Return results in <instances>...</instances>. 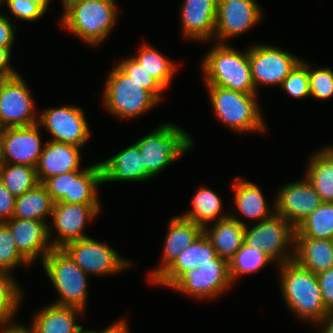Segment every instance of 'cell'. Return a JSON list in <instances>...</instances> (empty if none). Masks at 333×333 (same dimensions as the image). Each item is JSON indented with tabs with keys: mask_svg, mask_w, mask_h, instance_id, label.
Returning <instances> with one entry per match:
<instances>
[{
	"mask_svg": "<svg viewBox=\"0 0 333 333\" xmlns=\"http://www.w3.org/2000/svg\"><path fill=\"white\" fill-rule=\"evenodd\" d=\"M317 325L320 326V333H333V312L328 313Z\"/></svg>",
	"mask_w": 333,
	"mask_h": 333,
	"instance_id": "48",
	"label": "cell"
},
{
	"mask_svg": "<svg viewBox=\"0 0 333 333\" xmlns=\"http://www.w3.org/2000/svg\"><path fill=\"white\" fill-rule=\"evenodd\" d=\"M323 202H333V147L311 155L304 174Z\"/></svg>",
	"mask_w": 333,
	"mask_h": 333,
	"instance_id": "29",
	"label": "cell"
},
{
	"mask_svg": "<svg viewBox=\"0 0 333 333\" xmlns=\"http://www.w3.org/2000/svg\"><path fill=\"white\" fill-rule=\"evenodd\" d=\"M103 183L101 163H93L84 170L69 172L68 194L58 202L67 204H100L98 187Z\"/></svg>",
	"mask_w": 333,
	"mask_h": 333,
	"instance_id": "26",
	"label": "cell"
},
{
	"mask_svg": "<svg viewBox=\"0 0 333 333\" xmlns=\"http://www.w3.org/2000/svg\"><path fill=\"white\" fill-rule=\"evenodd\" d=\"M280 290L286 306L301 321L317 324L328 314L323 304L317 274L294 260L279 264Z\"/></svg>",
	"mask_w": 333,
	"mask_h": 333,
	"instance_id": "1",
	"label": "cell"
},
{
	"mask_svg": "<svg viewBox=\"0 0 333 333\" xmlns=\"http://www.w3.org/2000/svg\"><path fill=\"white\" fill-rule=\"evenodd\" d=\"M0 333H28V331L21 326L15 329L2 330Z\"/></svg>",
	"mask_w": 333,
	"mask_h": 333,
	"instance_id": "51",
	"label": "cell"
},
{
	"mask_svg": "<svg viewBox=\"0 0 333 333\" xmlns=\"http://www.w3.org/2000/svg\"><path fill=\"white\" fill-rule=\"evenodd\" d=\"M126 319L122 318L108 326L104 330H87V333H130Z\"/></svg>",
	"mask_w": 333,
	"mask_h": 333,
	"instance_id": "47",
	"label": "cell"
},
{
	"mask_svg": "<svg viewBox=\"0 0 333 333\" xmlns=\"http://www.w3.org/2000/svg\"><path fill=\"white\" fill-rule=\"evenodd\" d=\"M20 74L7 78L0 88V129L35 125L39 116L35 103Z\"/></svg>",
	"mask_w": 333,
	"mask_h": 333,
	"instance_id": "11",
	"label": "cell"
},
{
	"mask_svg": "<svg viewBox=\"0 0 333 333\" xmlns=\"http://www.w3.org/2000/svg\"><path fill=\"white\" fill-rule=\"evenodd\" d=\"M246 223L235 215L214 221L211 227H204L203 232L211 242L217 256L229 262L244 243Z\"/></svg>",
	"mask_w": 333,
	"mask_h": 333,
	"instance_id": "25",
	"label": "cell"
},
{
	"mask_svg": "<svg viewBox=\"0 0 333 333\" xmlns=\"http://www.w3.org/2000/svg\"><path fill=\"white\" fill-rule=\"evenodd\" d=\"M4 1H5V0H0V7H2V5H4V4H3Z\"/></svg>",
	"mask_w": 333,
	"mask_h": 333,
	"instance_id": "54",
	"label": "cell"
},
{
	"mask_svg": "<svg viewBox=\"0 0 333 333\" xmlns=\"http://www.w3.org/2000/svg\"><path fill=\"white\" fill-rule=\"evenodd\" d=\"M4 3L16 20L31 22L45 14L38 5L29 0H5Z\"/></svg>",
	"mask_w": 333,
	"mask_h": 333,
	"instance_id": "41",
	"label": "cell"
},
{
	"mask_svg": "<svg viewBox=\"0 0 333 333\" xmlns=\"http://www.w3.org/2000/svg\"><path fill=\"white\" fill-rule=\"evenodd\" d=\"M262 15V8L255 0H218L213 39L226 44L227 39L258 25Z\"/></svg>",
	"mask_w": 333,
	"mask_h": 333,
	"instance_id": "16",
	"label": "cell"
},
{
	"mask_svg": "<svg viewBox=\"0 0 333 333\" xmlns=\"http://www.w3.org/2000/svg\"><path fill=\"white\" fill-rule=\"evenodd\" d=\"M6 79H7V77H6L4 74L0 73V88H1V86H2V84H3V82H4Z\"/></svg>",
	"mask_w": 333,
	"mask_h": 333,
	"instance_id": "52",
	"label": "cell"
},
{
	"mask_svg": "<svg viewBox=\"0 0 333 333\" xmlns=\"http://www.w3.org/2000/svg\"><path fill=\"white\" fill-rule=\"evenodd\" d=\"M323 304L328 313L333 312V267L317 274Z\"/></svg>",
	"mask_w": 333,
	"mask_h": 333,
	"instance_id": "43",
	"label": "cell"
},
{
	"mask_svg": "<svg viewBox=\"0 0 333 333\" xmlns=\"http://www.w3.org/2000/svg\"><path fill=\"white\" fill-rule=\"evenodd\" d=\"M310 97L328 100L333 97V70L328 67L311 69L308 64Z\"/></svg>",
	"mask_w": 333,
	"mask_h": 333,
	"instance_id": "40",
	"label": "cell"
},
{
	"mask_svg": "<svg viewBox=\"0 0 333 333\" xmlns=\"http://www.w3.org/2000/svg\"><path fill=\"white\" fill-rule=\"evenodd\" d=\"M103 171V183L108 182H146L153 178L147 171L138 149L133 143L106 161L100 162Z\"/></svg>",
	"mask_w": 333,
	"mask_h": 333,
	"instance_id": "22",
	"label": "cell"
},
{
	"mask_svg": "<svg viewBox=\"0 0 333 333\" xmlns=\"http://www.w3.org/2000/svg\"><path fill=\"white\" fill-rule=\"evenodd\" d=\"M15 29L16 26L11 24L10 18L0 13V46L8 47L12 51Z\"/></svg>",
	"mask_w": 333,
	"mask_h": 333,
	"instance_id": "45",
	"label": "cell"
},
{
	"mask_svg": "<svg viewBox=\"0 0 333 333\" xmlns=\"http://www.w3.org/2000/svg\"><path fill=\"white\" fill-rule=\"evenodd\" d=\"M54 202L42 183L15 199L13 218L46 221L52 214Z\"/></svg>",
	"mask_w": 333,
	"mask_h": 333,
	"instance_id": "30",
	"label": "cell"
},
{
	"mask_svg": "<svg viewBox=\"0 0 333 333\" xmlns=\"http://www.w3.org/2000/svg\"><path fill=\"white\" fill-rule=\"evenodd\" d=\"M232 284L228 261L217 256L211 263L185 271L169 288L200 300L218 297Z\"/></svg>",
	"mask_w": 333,
	"mask_h": 333,
	"instance_id": "9",
	"label": "cell"
},
{
	"mask_svg": "<svg viewBox=\"0 0 333 333\" xmlns=\"http://www.w3.org/2000/svg\"><path fill=\"white\" fill-rule=\"evenodd\" d=\"M86 0H62V7H63V12L71 5L79 3V2H83Z\"/></svg>",
	"mask_w": 333,
	"mask_h": 333,
	"instance_id": "50",
	"label": "cell"
},
{
	"mask_svg": "<svg viewBox=\"0 0 333 333\" xmlns=\"http://www.w3.org/2000/svg\"><path fill=\"white\" fill-rule=\"evenodd\" d=\"M20 265L30 266V263L19 253L8 226L0 222V271L12 274Z\"/></svg>",
	"mask_w": 333,
	"mask_h": 333,
	"instance_id": "37",
	"label": "cell"
},
{
	"mask_svg": "<svg viewBox=\"0 0 333 333\" xmlns=\"http://www.w3.org/2000/svg\"><path fill=\"white\" fill-rule=\"evenodd\" d=\"M161 264L151 271L148 280L154 283L178 258L179 254L203 233V228L195 222L180 216L173 217L168 223Z\"/></svg>",
	"mask_w": 333,
	"mask_h": 333,
	"instance_id": "19",
	"label": "cell"
},
{
	"mask_svg": "<svg viewBox=\"0 0 333 333\" xmlns=\"http://www.w3.org/2000/svg\"><path fill=\"white\" fill-rule=\"evenodd\" d=\"M84 328H82L79 332L77 333H87V330H83Z\"/></svg>",
	"mask_w": 333,
	"mask_h": 333,
	"instance_id": "53",
	"label": "cell"
},
{
	"mask_svg": "<svg viewBox=\"0 0 333 333\" xmlns=\"http://www.w3.org/2000/svg\"><path fill=\"white\" fill-rule=\"evenodd\" d=\"M295 228L282 216L274 213L271 217L256 222L251 228L245 226L244 243L262 249L273 262L283 264L294 258ZM291 246H290V245Z\"/></svg>",
	"mask_w": 333,
	"mask_h": 333,
	"instance_id": "8",
	"label": "cell"
},
{
	"mask_svg": "<svg viewBox=\"0 0 333 333\" xmlns=\"http://www.w3.org/2000/svg\"><path fill=\"white\" fill-rule=\"evenodd\" d=\"M0 180L15 197L23 195L39 183L36 168L20 164L0 163Z\"/></svg>",
	"mask_w": 333,
	"mask_h": 333,
	"instance_id": "36",
	"label": "cell"
},
{
	"mask_svg": "<svg viewBox=\"0 0 333 333\" xmlns=\"http://www.w3.org/2000/svg\"><path fill=\"white\" fill-rule=\"evenodd\" d=\"M63 249L88 275H113L134 264L121 257L109 245L91 237L70 242Z\"/></svg>",
	"mask_w": 333,
	"mask_h": 333,
	"instance_id": "10",
	"label": "cell"
},
{
	"mask_svg": "<svg viewBox=\"0 0 333 333\" xmlns=\"http://www.w3.org/2000/svg\"><path fill=\"white\" fill-rule=\"evenodd\" d=\"M216 251L204 232L184 249L172 265L153 283L170 287L185 271L196 269L201 264L211 263Z\"/></svg>",
	"mask_w": 333,
	"mask_h": 333,
	"instance_id": "24",
	"label": "cell"
},
{
	"mask_svg": "<svg viewBox=\"0 0 333 333\" xmlns=\"http://www.w3.org/2000/svg\"><path fill=\"white\" fill-rule=\"evenodd\" d=\"M295 235L331 240L333 237V202H323L296 227Z\"/></svg>",
	"mask_w": 333,
	"mask_h": 333,
	"instance_id": "34",
	"label": "cell"
},
{
	"mask_svg": "<svg viewBox=\"0 0 333 333\" xmlns=\"http://www.w3.org/2000/svg\"><path fill=\"white\" fill-rule=\"evenodd\" d=\"M82 147L55 141L45 142L36 167L39 183L47 178L75 170H84L80 167ZM80 167V168H79Z\"/></svg>",
	"mask_w": 333,
	"mask_h": 333,
	"instance_id": "21",
	"label": "cell"
},
{
	"mask_svg": "<svg viewBox=\"0 0 333 333\" xmlns=\"http://www.w3.org/2000/svg\"><path fill=\"white\" fill-rule=\"evenodd\" d=\"M20 287L12 274L0 271V331L22 326L13 322L24 295Z\"/></svg>",
	"mask_w": 333,
	"mask_h": 333,
	"instance_id": "32",
	"label": "cell"
},
{
	"mask_svg": "<svg viewBox=\"0 0 333 333\" xmlns=\"http://www.w3.org/2000/svg\"><path fill=\"white\" fill-rule=\"evenodd\" d=\"M181 31L186 39L208 42L214 38L218 0H185Z\"/></svg>",
	"mask_w": 333,
	"mask_h": 333,
	"instance_id": "20",
	"label": "cell"
},
{
	"mask_svg": "<svg viewBox=\"0 0 333 333\" xmlns=\"http://www.w3.org/2000/svg\"><path fill=\"white\" fill-rule=\"evenodd\" d=\"M30 2L38 5L45 13L49 9L50 0H29Z\"/></svg>",
	"mask_w": 333,
	"mask_h": 333,
	"instance_id": "49",
	"label": "cell"
},
{
	"mask_svg": "<svg viewBox=\"0 0 333 333\" xmlns=\"http://www.w3.org/2000/svg\"><path fill=\"white\" fill-rule=\"evenodd\" d=\"M84 116L80 107L64 105L41 112L38 124L50 132L52 141L83 147L90 137L89 125Z\"/></svg>",
	"mask_w": 333,
	"mask_h": 333,
	"instance_id": "15",
	"label": "cell"
},
{
	"mask_svg": "<svg viewBox=\"0 0 333 333\" xmlns=\"http://www.w3.org/2000/svg\"><path fill=\"white\" fill-rule=\"evenodd\" d=\"M202 60L205 85L246 94L258 93L252 81L248 49L240 52L227 43H216Z\"/></svg>",
	"mask_w": 333,
	"mask_h": 333,
	"instance_id": "2",
	"label": "cell"
},
{
	"mask_svg": "<svg viewBox=\"0 0 333 333\" xmlns=\"http://www.w3.org/2000/svg\"><path fill=\"white\" fill-rule=\"evenodd\" d=\"M280 87L293 98L310 97L308 63L301 59L283 80Z\"/></svg>",
	"mask_w": 333,
	"mask_h": 333,
	"instance_id": "39",
	"label": "cell"
},
{
	"mask_svg": "<svg viewBox=\"0 0 333 333\" xmlns=\"http://www.w3.org/2000/svg\"><path fill=\"white\" fill-rule=\"evenodd\" d=\"M11 50L8 47L0 46V73L7 78L18 75L19 73L10 64Z\"/></svg>",
	"mask_w": 333,
	"mask_h": 333,
	"instance_id": "46",
	"label": "cell"
},
{
	"mask_svg": "<svg viewBox=\"0 0 333 333\" xmlns=\"http://www.w3.org/2000/svg\"><path fill=\"white\" fill-rule=\"evenodd\" d=\"M40 131L38 123L1 129L0 163L28 165L36 168L44 149Z\"/></svg>",
	"mask_w": 333,
	"mask_h": 333,
	"instance_id": "14",
	"label": "cell"
},
{
	"mask_svg": "<svg viewBox=\"0 0 333 333\" xmlns=\"http://www.w3.org/2000/svg\"><path fill=\"white\" fill-rule=\"evenodd\" d=\"M101 204H67L55 202L48 224V236L53 248H64L68 243L86 238L84 229L100 213ZM52 226H51V224ZM53 229H52V228ZM55 229V230H54ZM54 230L57 238H51Z\"/></svg>",
	"mask_w": 333,
	"mask_h": 333,
	"instance_id": "12",
	"label": "cell"
},
{
	"mask_svg": "<svg viewBox=\"0 0 333 333\" xmlns=\"http://www.w3.org/2000/svg\"><path fill=\"white\" fill-rule=\"evenodd\" d=\"M252 81L257 86H281L283 80L301 60L288 51L269 44H254L248 48Z\"/></svg>",
	"mask_w": 333,
	"mask_h": 333,
	"instance_id": "13",
	"label": "cell"
},
{
	"mask_svg": "<svg viewBox=\"0 0 333 333\" xmlns=\"http://www.w3.org/2000/svg\"><path fill=\"white\" fill-rule=\"evenodd\" d=\"M15 199L0 180V222L10 220L15 212Z\"/></svg>",
	"mask_w": 333,
	"mask_h": 333,
	"instance_id": "44",
	"label": "cell"
},
{
	"mask_svg": "<svg viewBox=\"0 0 333 333\" xmlns=\"http://www.w3.org/2000/svg\"><path fill=\"white\" fill-rule=\"evenodd\" d=\"M47 277L60 295L53 304L85 311L88 295L86 274L63 248H53L42 261Z\"/></svg>",
	"mask_w": 333,
	"mask_h": 333,
	"instance_id": "7",
	"label": "cell"
},
{
	"mask_svg": "<svg viewBox=\"0 0 333 333\" xmlns=\"http://www.w3.org/2000/svg\"><path fill=\"white\" fill-rule=\"evenodd\" d=\"M117 66L137 83L142 84L159 102L163 100L165 88L131 56L121 60Z\"/></svg>",
	"mask_w": 333,
	"mask_h": 333,
	"instance_id": "38",
	"label": "cell"
},
{
	"mask_svg": "<svg viewBox=\"0 0 333 333\" xmlns=\"http://www.w3.org/2000/svg\"><path fill=\"white\" fill-rule=\"evenodd\" d=\"M115 0H86L69 6L60 18L62 26L93 47L110 35L118 18Z\"/></svg>",
	"mask_w": 333,
	"mask_h": 333,
	"instance_id": "3",
	"label": "cell"
},
{
	"mask_svg": "<svg viewBox=\"0 0 333 333\" xmlns=\"http://www.w3.org/2000/svg\"><path fill=\"white\" fill-rule=\"evenodd\" d=\"M274 263L262 249L243 243L239 251L229 260V276L234 283L241 275L256 273L267 264Z\"/></svg>",
	"mask_w": 333,
	"mask_h": 333,
	"instance_id": "35",
	"label": "cell"
},
{
	"mask_svg": "<svg viewBox=\"0 0 333 333\" xmlns=\"http://www.w3.org/2000/svg\"><path fill=\"white\" fill-rule=\"evenodd\" d=\"M140 151L143 165L155 177L167 166L192 150V136L175 124L165 123L135 142ZM191 149V150H190Z\"/></svg>",
	"mask_w": 333,
	"mask_h": 333,
	"instance_id": "5",
	"label": "cell"
},
{
	"mask_svg": "<svg viewBox=\"0 0 333 333\" xmlns=\"http://www.w3.org/2000/svg\"><path fill=\"white\" fill-rule=\"evenodd\" d=\"M84 312L76 307L51 303L35 313L30 327L22 326L28 333H77L83 328L76 324L77 318L83 317Z\"/></svg>",
	"mask_w": 333,
	"mask_h": 333,
	"instance_id": "23",
	"label": "cell"
},
{
	"mask_svg": "<svg viewBox=\"0 0 333 333\" xmlns=\"http://www.w3.org/2000/svg\"><path fill=\"white\" fill-rule=\"evenodd\" d=\"M233 190L235 191L233 197L235 209L245 218L259 223L275 213V205H273V209H269V205L257 184L237 176L234 179Z\"/></svg>",
	"mask_w": 333,
	"mask_h": 333,
	"instance_id": "28",
	"label": "cell"
},
{
	"mask_svg": "<svg viewBox=\"0 0 333 333\" xmlns=\"http://www.w3.org/2000/svg\"><path fill=\"white\" fill-rule=\"evenodd\" d=\"M103 104L109 114L123 119L144 115L159 101L117 65L109 72L103 90Z\"/></svg>",
	"mask_w": 333,
	"mask_h": 333,
	"instance_id": "6",
	"label": "cell"
},
{
	"mask_svg": "<svg viewBox=\"0 0 333 333\" xmlns=\"http://www.w3.org/2000/svg\"><path fill=\"white\" fill-rule=\"evenodd\" d=\"M12 233L19 253L32 265L37 258L43 259L53 249L45 221L11 218L4 222Z\"/></svg>",
	"mask_w": 333,
	"mask_h": 333,
	"instance_id": "18",
	"label": "cell"
},
{
	"mask_svg": "<svg viewBox=\"0 0 333 333\" xmlns=\"http://www.w3.org/2000/svg\"><path fill=\"white\" fill-rule=\"evenodd\" d=\"M42 184L46 187L53 202H58L65 194H68L69 172L51 176Z\"/></svg>",
	"mask_w": 333,
	"mask_h": 333,
	"instance_id": "42",
	"label": "cell"
},
{
	"mask_svg": "<svg viewBox=\"0 0 333 333\" xmlns=\"http://www.w3.org/2000/svg\"><path fill=\"white\" fill-rule=\"evenodd\" d=\"M132 57L165 89L171 84L173 75L178 69L174 61L149 44L142 45L139 52Z\"/></svg>",
	"mask_w": 333,
	"mask_h": 333,
	"instance_id": "33",
	"label": "cell"
},
{
	"mask_svg": "<svg viewBox=\"0 0 333 333\" xmlns=\"http://www.w3.org/2000/svg\"><path fill=\"white\" fill-rule=\"evenodd\" d=\"M274 202L275 213L294 228L323 203L306 177L279 188Z\"/></svg>",
	"mask_w": 333,
	"mask_h": 333,
	"instance_id": "17",
	"label": "cell"
},
{
	"mask_svg": "<svg viewBox=\"0 0 333 333\" xmlns=\"http://www.w3.org/2000/svg\"><path fill=\"white\" fill-rule=\"evenodd\" d=\"M191 201L192 208L181 216L195 222L202 228L208 226V223L215 219V221L222 220L230 215L221 213L223 204L220 196L208 187H199Z\"/></svg>",
	"mask_w": 333,
	"mask_h": 333,
	"instance_id": "31",
	"label": "cell"
},
{
	"mask_svg": "<svg viewBox=\"0 0 333 333\" xmlns=\"http://www.w3.org/2000/svg\"><path fill=\"white\" fill-rule=\"evenodd\" d=\"M293 249V260L314 274L333 267V244L331 240L294 235Z\"/></svg>",
	"mask_w": 333,
	"mask_h": 333,
	"instance_id": "27",
	"label": "cell"
},
{
	"mask_svg": "<svg viewBox=\"0 0 333 333\" xmlns=\"http://www.w3.org/2000/svg\"><path fill=\"white\" fill-rule=\"evenodd\" d=\"M215 117L239 133L266 132V124L257 94H246L214 85H206Z\"/></svg>",
	"mask_w": 333,
	"mask_h": 333,
	"instance_id": "4",
	"label": "cell"
}]
</instances>
